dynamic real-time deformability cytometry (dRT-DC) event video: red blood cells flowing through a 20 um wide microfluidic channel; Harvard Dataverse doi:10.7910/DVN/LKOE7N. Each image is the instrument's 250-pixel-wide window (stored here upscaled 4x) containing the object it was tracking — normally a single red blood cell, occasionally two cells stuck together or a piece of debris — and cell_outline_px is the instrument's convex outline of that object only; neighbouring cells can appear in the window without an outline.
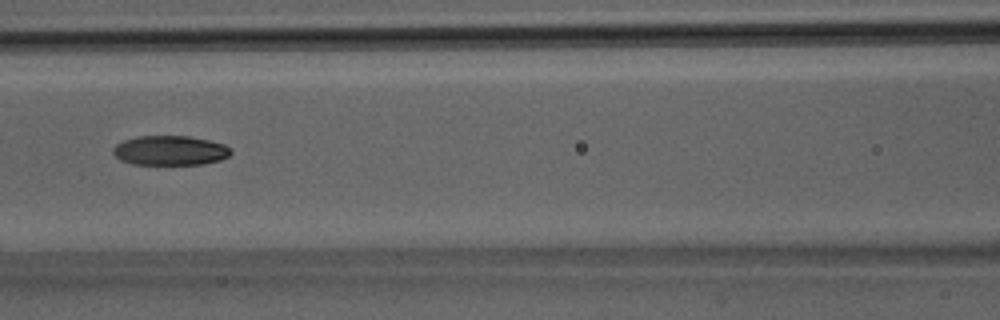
{"species": "Egyptian fruit bat (a non-hibernating species)", "species_latin": "Rousettus aegyptiacus", "temperature_condition": "room temperature", "stored_images_in_passage": 28, "camera_frame_rate_fps": 3000, "um_per_image_px": 0.085, "animal": {"sex": "male"}, "frame": {"image": 1, "passage_image": 8, "time_ms": 2.333, "image_size_px": [1000, 320], "cell_outline_px": [[232, 152], [228, 156], [220, 160], [204, 164], [132, 164], [120, 160], [112, 152], [112, 148], [116, 144], [124, 140], [136, 136], [188, 136], [208, 140], [224, 144]], "centroid_in_image_um": [14.43, 12.79], "position_along_channel_um": 152.2, "area_um2": 20.29}}
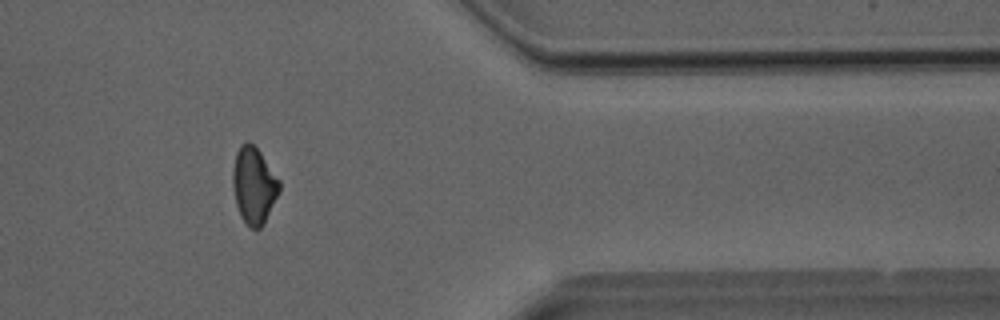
{"frame": {"image": 2, "passage_image": 22, "time_ms": 7.0, "image_size_px": [1000, 320], "cell_outline_px": [[280, 192], [264, 224], [260, 228], [248, 228], [240, 216], [236, 204], [232, 184], [232, 168], [236, 152], [240, 144], [248, 140], [260, 152], [280, 180]], "centroid_in_image_um": [21.57, 15.77], "position_along_channel_um": 389.8, "area_um2": 21.1}}
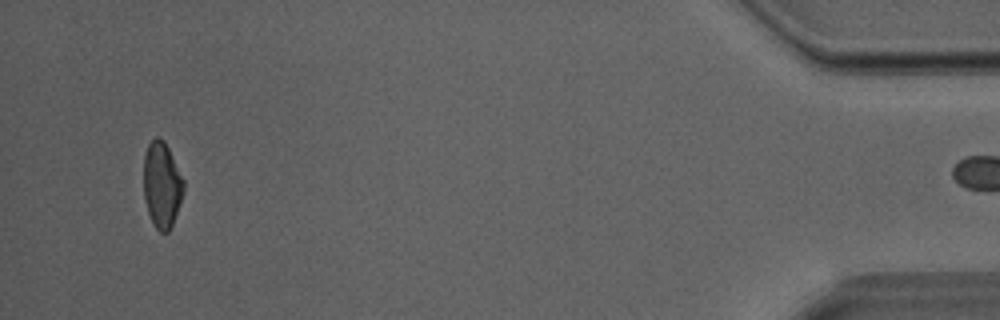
{"frame": {"image": 3, "passage_image": 27, "time_ms": 8.667, "image_size_px": [1000, 320], "cell_outline_px": [[184, 192], [172, 224], [168, 232], [160, 232], [156, 228], [148, 212], [144, 200], [144, 156], [148, 144], [156, 136], [160, 136], [164, 140], [184, 180]], "centroid_in_image_um": [13.75, 15.69], "position_along_channel_um": 421.4, "area_um2": 19.88}}